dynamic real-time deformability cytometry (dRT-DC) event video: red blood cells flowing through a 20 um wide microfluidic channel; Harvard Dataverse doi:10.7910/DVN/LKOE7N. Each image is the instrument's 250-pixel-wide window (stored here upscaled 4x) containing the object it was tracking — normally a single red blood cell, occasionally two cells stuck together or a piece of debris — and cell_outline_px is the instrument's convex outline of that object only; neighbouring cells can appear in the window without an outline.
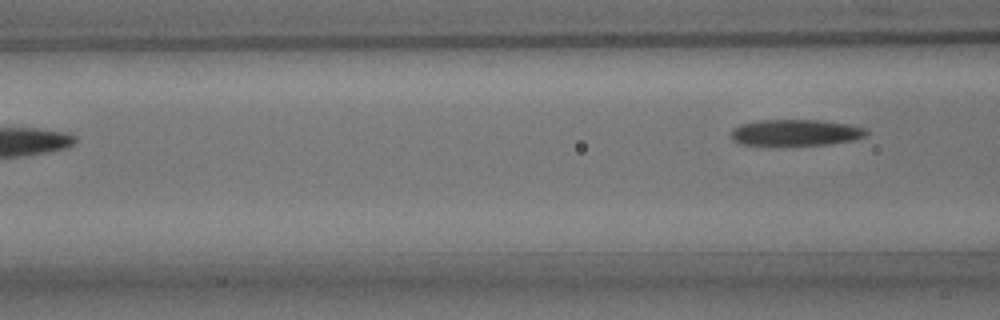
{"species": "common noctule bat (a hibernating species)", "species_latin": "Nyctalus noctula", "temperature_condition": "room temperature", "stored_images_in_passage": 6, "camera_frame_rate_fps": 3000, "um_per_image_px": 0.085, "animal": {"sex": "male", "body_mass_g": 15.6}, "frame": {"image": 1, "passage_image": 6, "time_ms": 6.0, "image_size_px": [1000, 320], "cell_outline_px": [[868, 132], [864, 136], [852, 140], [832, 144], [780, 148], [776, 148], [740, 144], [732, 140], [732, 128], [740, 124], [760, 120], [820, 120], [848, 124], [868, 128]], "centroid_in_image_um": [67.58, 11.32], "position_along_channel_um": 99.0, "area_um2": 21.85}}